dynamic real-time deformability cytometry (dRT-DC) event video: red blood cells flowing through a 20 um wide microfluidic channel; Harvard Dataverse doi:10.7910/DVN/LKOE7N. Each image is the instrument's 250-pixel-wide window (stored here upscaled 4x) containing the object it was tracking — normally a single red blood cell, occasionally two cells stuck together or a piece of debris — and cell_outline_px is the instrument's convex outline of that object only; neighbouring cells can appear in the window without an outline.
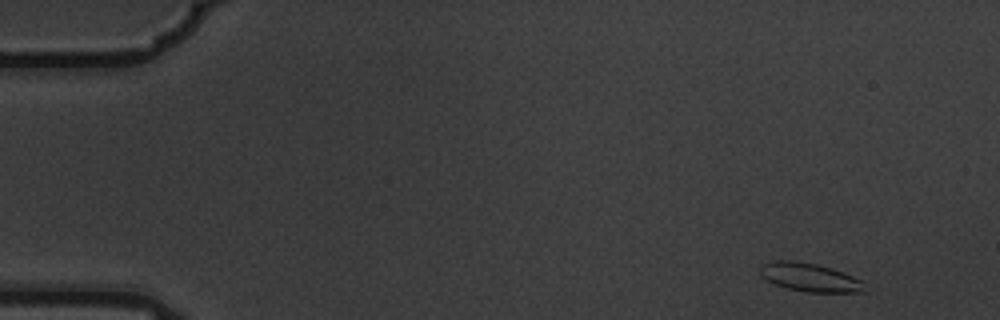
{"species": "common noctule bat (a hibernating species)", "species_latin": "Nyctalus noctula", "temperature_condition": "warm", "stored_images_in_passage": 14, "camera_frame_rate_fps": 3000, "um_per_image_px": 0.085, "animal": {"sex": "male", "body_mass_g": 19.5, "forearm_length_mm": 54.6}, "frame": {"image": 1, "passage_image": 1, "time_ms": 0.0, "image_size_px": [1000, 320], "cell_outline_px": [[864, 292], [808, 292], [788, 288], [776, 284], [760, 276], [760, 268], [764, 264], [772, 260], [792, 260], [816, 264], [844, 272], [860, 280]], "centroid_in_image_um": [68.78, 23.56], "position_along_channel_um": 16.2, "area_um2": 16.99}}
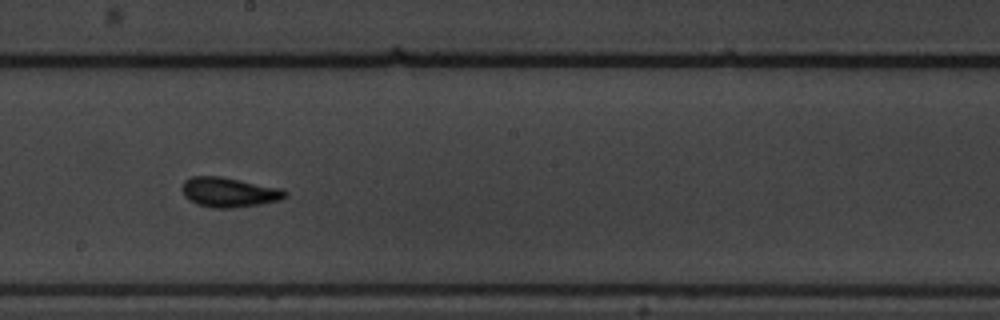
{"frame": {"image": 2, "passage_image": 8, "time_ms": 2.333, "image_size_px": [1000, 320], "cell_outline_px": [[288, 196], [280, 200], [260, 204], [232, 208], [212, 208], [196, 204], [184, 196], [180, 188], [184, 180], [192, 176], [220, 176], [280, 188], [288, 192]], "centroid_in_image_um": [19.44, 16.34], "position_along_channel_um": 228.8, "area_um2": 17.98}}
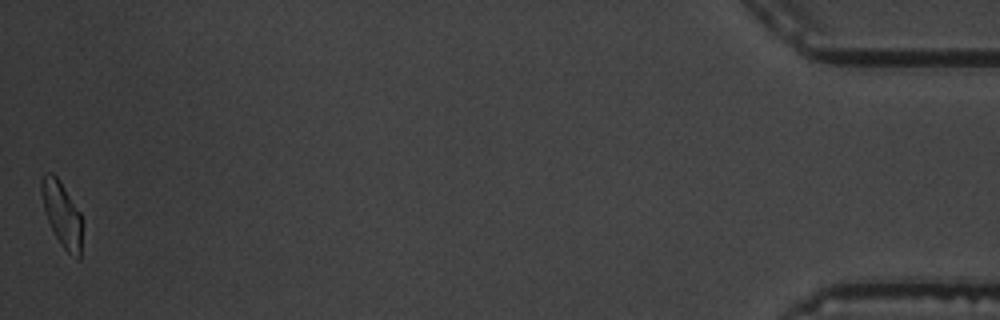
{"frame": {"image": 3, "passage_image": 14, "time_ms": 4.333, "image_size_px": [1000, 320], "cell_outline_px": [[80, 260], [76, 260], [60, 244], [48, 220], [44, 208], [40, 188], [40, 180], [48, 172], [52, 172], [60, 180], [80, 212]], "centroid_in_image_um": [5.24, 18.17], "position_along_channel_um": 430.0, "area_um2": 15.03}}